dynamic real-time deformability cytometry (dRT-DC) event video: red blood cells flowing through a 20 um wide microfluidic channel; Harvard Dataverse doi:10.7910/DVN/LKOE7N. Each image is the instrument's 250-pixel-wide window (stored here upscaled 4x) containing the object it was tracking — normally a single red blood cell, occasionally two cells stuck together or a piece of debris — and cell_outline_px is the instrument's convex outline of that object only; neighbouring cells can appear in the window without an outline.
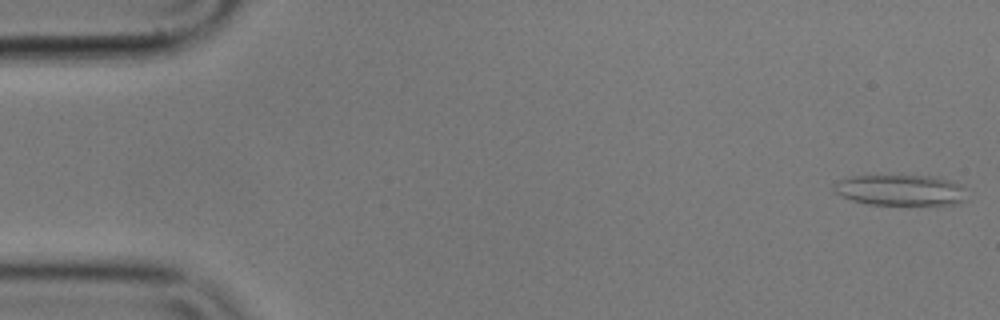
{"species": "common noctule bat (a hibernating species)", "species_latin": "Nyctalus noctula", "temperature_condition": "cold", "stored_images_in_passage": 9, "camera_frame_rate_fps": 3000, "um_per_image_px": 0.085, "animal": {"sex": "male", "body_mass_g": 17.9}, "frame": {"image": 1, "passage_image": 1, "time_ms": 0.0, "image_size_px": [1000, 320], "cell_outline_px": [[964, 200], [956, 204], [868, 204], [852, 200], [832, 192], [832, 184], [848, 176], [936, 176], [952, 180], [964, 184]], "centroid_in_image_um": [76.52, 16.14], "position_along_channel_um": 8.5, "area_um2": 23.99}}